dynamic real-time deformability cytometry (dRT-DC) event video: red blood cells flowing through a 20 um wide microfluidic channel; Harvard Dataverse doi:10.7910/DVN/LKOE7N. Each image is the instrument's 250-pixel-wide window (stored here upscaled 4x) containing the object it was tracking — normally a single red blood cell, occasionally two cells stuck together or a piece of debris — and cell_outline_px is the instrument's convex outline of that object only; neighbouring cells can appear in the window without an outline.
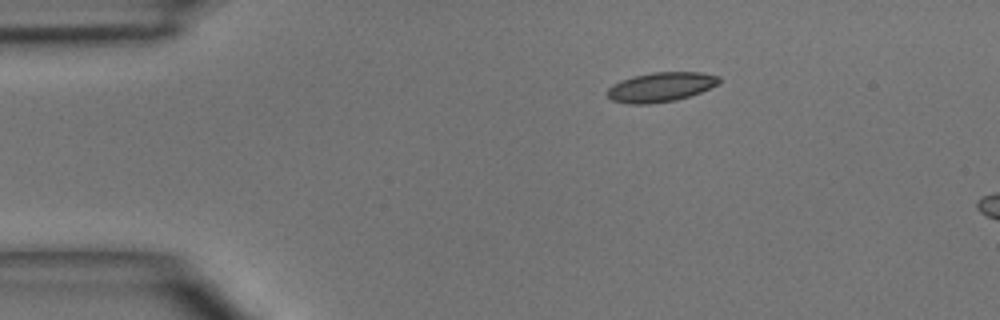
{"species": "common noctule bat (a hibernating species)", "species_latin": "Nyctalus noctula", "temperature_condition": "room temperature", "stored_images_in_passage": 3, "camera_frame_rate_fps": 3000, "um_per_image_px": 0.085, "animal": {"sex": "male", "body_mass_g": 15.6}, "frame": {"image": 1, "passage_image": 1, "time_ms": 0.0, "image_size_px": [1000, 320], "cell_outline_px": [[720, 80], [716, 84], [700, 92], [676, 100], [648, 104], [628, 104], [612, 100], [608, 96], [608, 88], [612, 84], [620, 80], [632, 76], [652, 72], [700, 72], [720, 76]], "centroid_in_image_um": [56.12, 7.39], "position_along_channel_um": 28.9, "area_um2": 19.13}}